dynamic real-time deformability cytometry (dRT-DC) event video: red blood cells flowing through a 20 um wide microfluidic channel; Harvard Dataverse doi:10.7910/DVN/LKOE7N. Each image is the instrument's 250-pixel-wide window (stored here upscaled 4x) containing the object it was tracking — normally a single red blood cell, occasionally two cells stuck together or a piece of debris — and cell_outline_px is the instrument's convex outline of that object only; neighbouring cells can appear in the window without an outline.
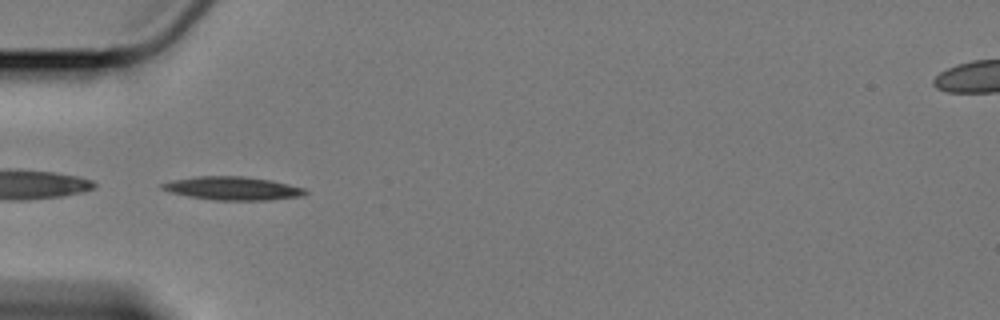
{"species": "Egyptian fruit bat (a non-hibernating species)", "species_latin": "Rousettus aegyptiacus", "temperature_condition": "cold", "stored_images_in_passage": 41, "camera_frame_rate_fps": 3000, "um_per_image_px": 0.085, "animal": {"sex": "female"}, "frame": {"image": 1, "passage_image": 1, "time_ms": 0.0, "image_size_px": [1000, 320], "cell_outline_px": [[308, 192], [300, 196], [268, 200], [212, 200], [188, 196], [172, 192], [160, 188], [160, 184], [172, 180], [196, 176], [244, 176], [272, 180], [304, 188]], "centroid_in_image_um": [19.76, 16.0], "position_along_channel_um": 65.2, "area_um2": 19.42}}
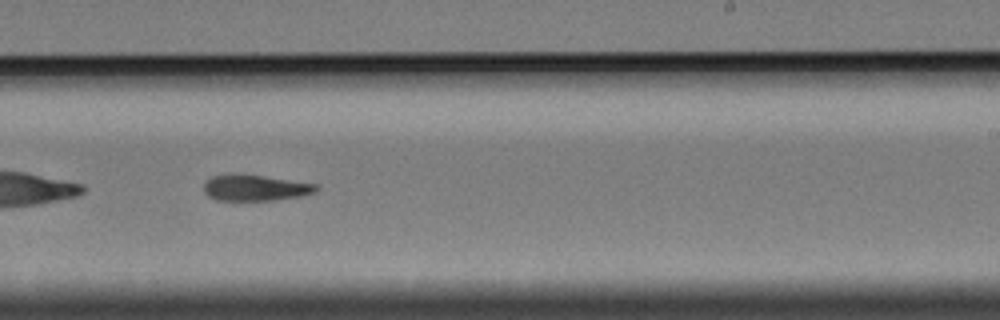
{"frame": {"image": 2, "passage_image": 19, "time_ms": 6.0, "image_size_px": [1000, 320], "cell_outline_px": [[320, 188], [316, 192], [300, 196], [272, 200], [216, 200], [208, 196], [204, 192], [204, 184], [212, 176], [232, 172], [264, 176], [320, 184]], "centroid_in_image_um": [21.71, 15.94], "position_along_channel_um": 267.3, "area_um2": 17.34}}
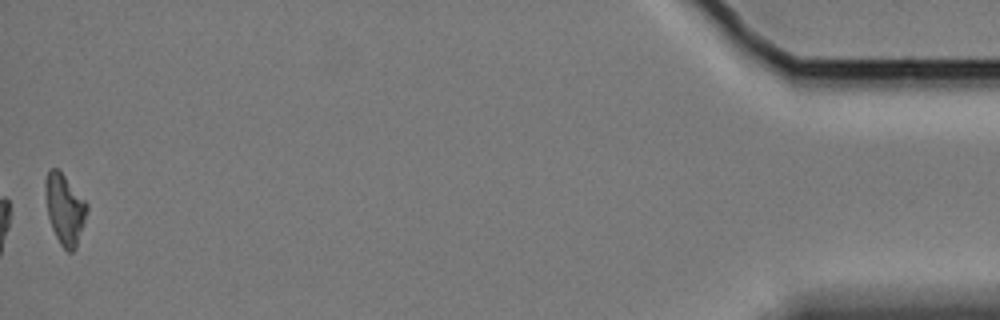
{"frame": {"image": 3, "passage_image": 41, "time_ms": 13.333, "image_size_px": [1000, 320], "cell_outline_px": [[88, 208], [76, 248], [72, 252], [68, 252], [60, 244], [52, 228], [48, 216], [44, 192], [44, 180], [48, 168], [56, 168], [64, 176], [88, 204]], "centroid_in_image_um": [5.47, 17.76], "position_along_channel_um": 429.7, "area_um2": 16.94}, "authors_computed_cell_mechanics": {"area_um2": 17.6868, "velocity_mm_per_s": 3.3839, "shape_relaxation_time_tau1_ms": null, "shape_relaxation_time_tau2_ms": 5.2357, "deformation_change_tau1": null, "deformation_change_tau2": 0.1395}}